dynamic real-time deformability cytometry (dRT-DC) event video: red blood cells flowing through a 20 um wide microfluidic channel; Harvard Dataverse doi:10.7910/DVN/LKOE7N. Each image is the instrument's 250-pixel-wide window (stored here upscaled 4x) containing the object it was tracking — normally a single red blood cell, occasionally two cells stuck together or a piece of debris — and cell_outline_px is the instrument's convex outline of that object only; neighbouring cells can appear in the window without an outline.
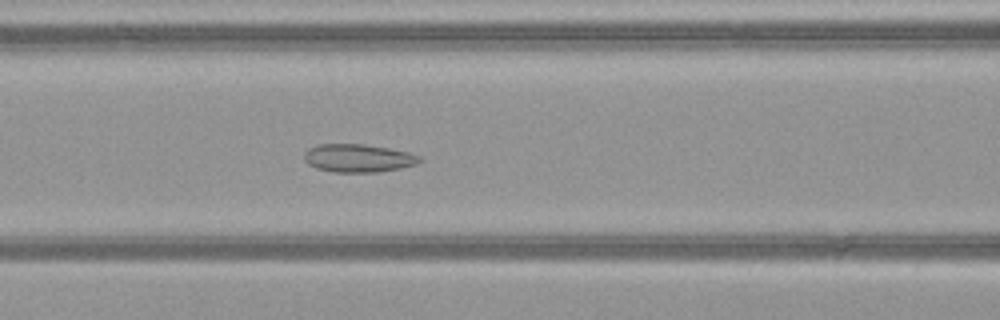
{"species": "common noctule bat (a hibernating species)", "species_latin": "Nyctalus noctula", "temperature_condition": "warm", "stored_images_in_passage": 52, "camera_frame_rate_fps": 3000, "um_per_image_px": 0.085, "animal": {"sex": "female", "body_mass_g": 21.9}, "frame": {"image": 1, "passage_image": 23, "time_ms": 7.333, "image_size_px": [1000, 320], "cell_outline_px": [[420, 160], [416, 164], [400, 168], [380, 172], [332, 172], [316, 168], [308, 164], [304, 160], [304, 152], [308, 148], [316, 144], [364, 144], [388, 148], [408, 152], [420, 156]], "centroid_in_image_um": [30.4, 13.44], "position_along_channel_um": 136.2, "area_um2": 18.96}}
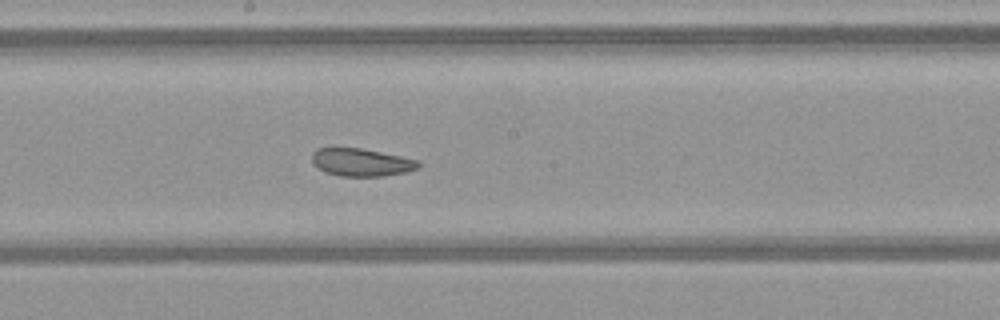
{"frame": {"image": 2, "passage_image": 29, "time_ms": 9.333, "image_size_px": [1000, 320], "cell_outline_px": [[420, 164], [416, 168], [404, 172], [384, 176], [340, 176], [324, 172], [312, 164], [312, 152], [316, 148], [360, 148], [420, 160]], "centroid_in_image_um": [30.66, 13.8], "position_along_channel_um": 217.5, "area_um2": 17.17}}
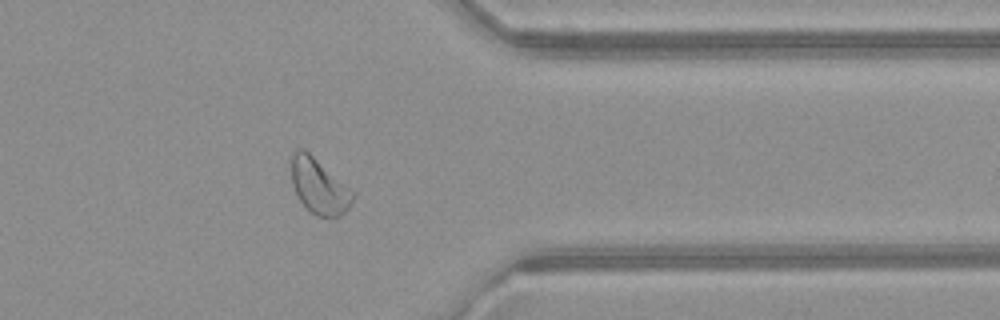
{"frame": {"image": 3, "passage_image": 42, "time_ms": 13.667, "image_size_px": [1000, 320], "cell_outline_px": [[356, 196], [348, 208], [340, 216], [332, 220], [316, 216], [300, 200], [292, 184], [292, 152], [296, 148], [304, 148], [356, 192]], "centroid_in_image_um": [27.16, 15.85], "position_along_channel_um": 384.2, "area_um2": 20.11}, "authors_computed_cell_mechanics": {"area_um2": 22.3686, "velocity_mm_per_s": 4.0715, "shape_relaxation_time_tau1_ms": null, "shape_relaxation_time_tau2_ms": 2.1936, "deformation_change_tau1": null, "deformation_change_tau2": 0.0702}}